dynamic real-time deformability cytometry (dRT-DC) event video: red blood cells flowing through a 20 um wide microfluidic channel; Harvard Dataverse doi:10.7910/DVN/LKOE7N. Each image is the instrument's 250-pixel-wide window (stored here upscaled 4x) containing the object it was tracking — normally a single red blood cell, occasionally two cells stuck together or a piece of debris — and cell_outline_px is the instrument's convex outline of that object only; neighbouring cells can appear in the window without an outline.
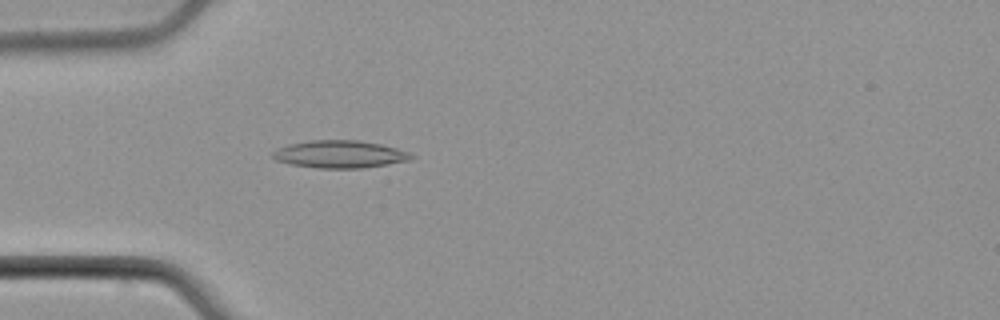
{"species": "common noctule bat (a hibernating species)", "species_latin": "Nyctalus noctula", "temperature_condition": "cold", "stored_images_in_passage": 52, "camera_frame_rate_fps": 3000, "um_per_image_px": 0.085, "animal": {"sex": "male", "body_mass_g": 21.5, "forearm_length_mm": 52.0}, "frame": {"image": 1, "passage_image": 15, "time_ms": 4.667, "image_size_px": [1000, 320], "cell_outline_px": [[416, 156], [408, 160], [388, 164], [364, 168], [320, 168], [292, 164], [276, 160], [272, 156], [272, 152], [276, 148], [288, 144], [312, 140], [356, 140], [380, 144], [396, 148], [408, 152]], "centroid_in_image_um": [28.87, 13.1], "position_along_channel_um": 56.1, "area_um2": 22.08}}
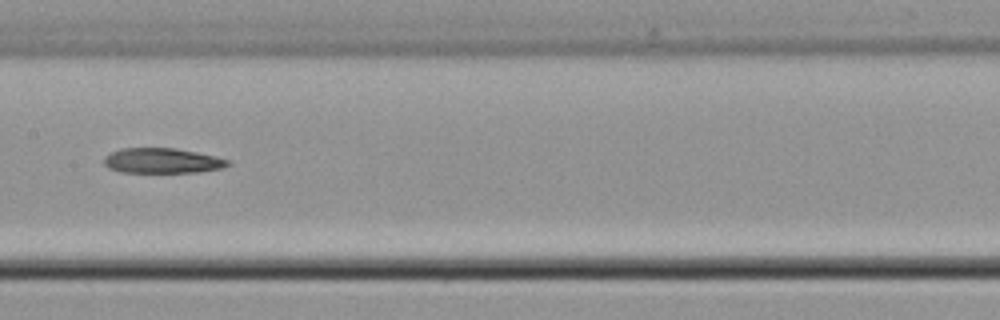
{"frame": {"image": 2, "passage_image": 26, "time_ms": 8.333, "image_size_px": [1000, 320], "cell_outline_px": [[232, 164], [224, 168], [200, 172], [120, 172], [108, 168], [104, 164], [104, 156], [120, 148], [176, 148], [196, 152], [228, 160]], "centroid_in_image_um": [13.78, 13.66], "position_along_channel_um": 193.6, "area_um2": 18.15}}
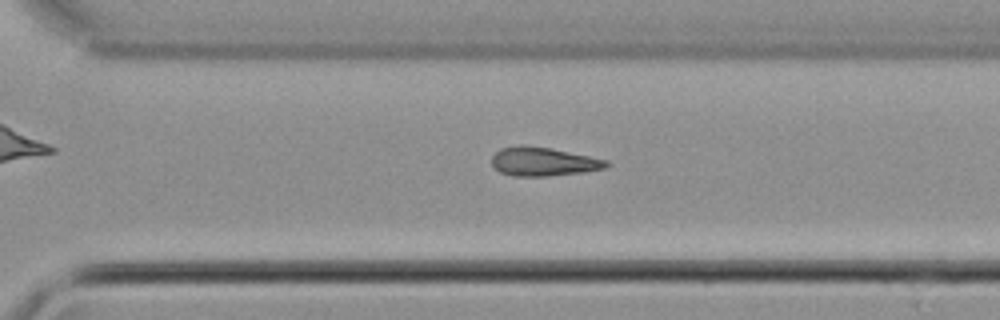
{"frame": {"image": 3, "passage_image": 36, "time_ms": 11.667, "image_size_px": [1000, 320], "cell_outline_px": [[612, 164], [604, 168], [580, 172], [548, 176], [512, 176], [500, 172], [492, 164], [492, 156], [500, 148], [520, 144], [524, 144], [552, 148], [608, 160]], "centroid_in_image_um": [46.16, 13.72], "position_along_channel_um": 324.4, "area_um2": 19.31}}